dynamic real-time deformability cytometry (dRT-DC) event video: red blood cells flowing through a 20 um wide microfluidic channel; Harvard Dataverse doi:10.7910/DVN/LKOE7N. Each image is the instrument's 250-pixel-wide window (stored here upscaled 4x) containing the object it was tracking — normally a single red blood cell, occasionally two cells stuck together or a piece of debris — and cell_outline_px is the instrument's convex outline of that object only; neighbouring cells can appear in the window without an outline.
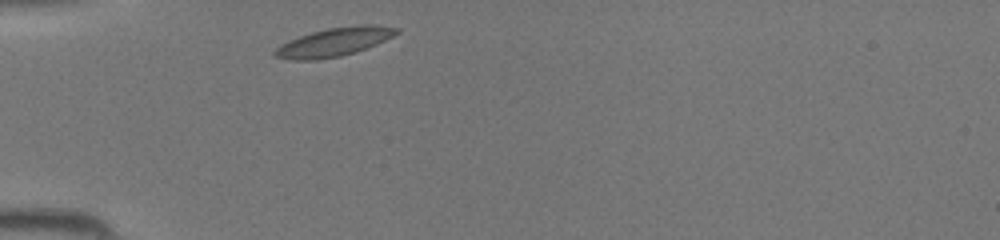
{"species": "common noctule bat (a hibernating species)", "species_latin": "Nyctalus noctula", "temperature_condition": "room temperature", "stored_images_in_passage": 28, "camera_frame_rate_fps": 3000, "um_per_image_px": 0.085, "animal": {"sex": "female", "body_mass_g": 19.5, "forearm_length_mm": 54.1}, "frame": {"image": 1, "passage_image": 1, "time_ms": 0.0, "image_size_px": [1000, 240], "cell_outline_px": [[400, 32], [376, 44], [356, 52], [340, 56], [316, 60], [288, 60], [272, 56], [272, 52], [280, 44], [288, 40], [312, 32], [328, 28], [360, 24], [372, 24], [400, 28]], "centroid_in_image_um": [28.37, 3.57], "position_along_channel_um": 56.6, "area_um2": 20.4}}
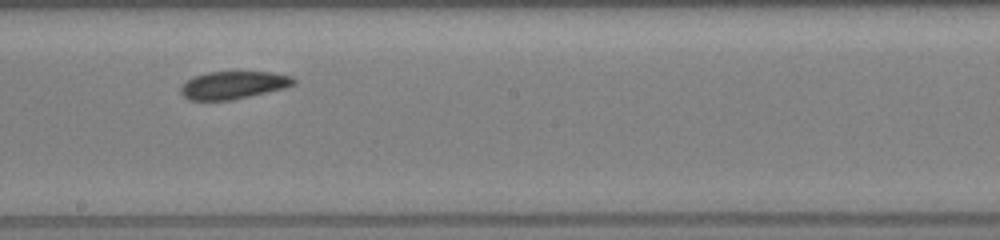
{"frame": {"image": 2, "passage_image": 13, "time_ms": 4.0, "image_size_px": [1000, 240], "cell_outline_px": [[296, 84], [284, 88], [232, 100], [188, 100], [180, 92], [180, 88], [192, 76], [208, 72], [272, 72], [292, 76], [296, 80]], "centroid_in_image_um": [19.84, 7.23], "position_along_channel_um": 228.4, "area_um2": 18.21}}
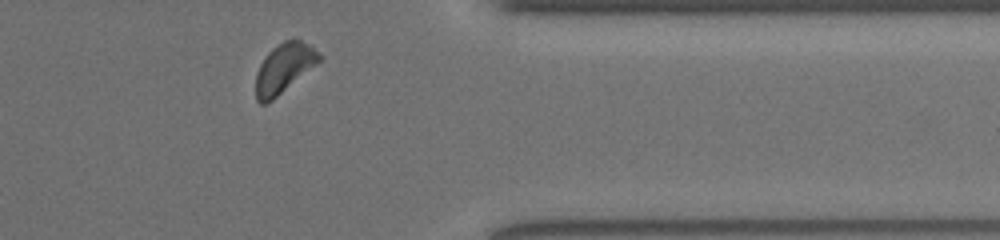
{"frame": {"image": 3, "passage_image": 24, "time_ms": 7.667, "image_size_px": [1000, 240], "cell_outline_px": [[320, 60], [316, 64], [272, 100], [264, 104], [260, 104], [256, 100], [256, 72], [260, 64], [268, 52], [272, 48], [284, 40], [300, 40], [308, 44], [320, 56]], "centroid_in_image_um": [24.08, 5.8], "position_along_channel_um": 387.3, "area_um2": 17.74}}